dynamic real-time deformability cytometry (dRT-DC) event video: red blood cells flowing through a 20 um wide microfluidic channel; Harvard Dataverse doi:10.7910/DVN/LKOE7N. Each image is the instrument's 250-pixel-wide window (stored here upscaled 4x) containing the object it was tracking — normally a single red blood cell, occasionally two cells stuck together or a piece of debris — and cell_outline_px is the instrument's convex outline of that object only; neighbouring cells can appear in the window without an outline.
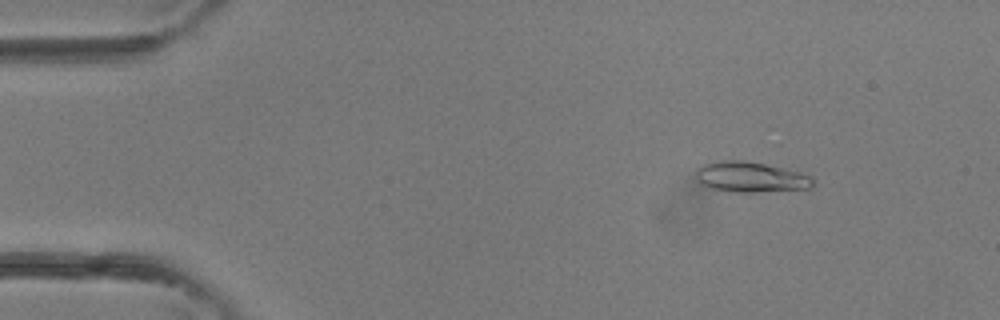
{"species": "common noctule bat (a hibernating species)", "species_latin": "Nyctalus noctula", "temperature_condition": "room temperature", "stored_images_in_passage": 17, "camera_frame_rate_fps": 3000, "um_per_image_px": 0.085, "animal": {"sex": "female"}, "frame": {"image": 1, "passage_image": 5, "time_ms": 1.333, "image_size_px": [1000, 320], "cell_outline_px": [[812, 188], [756, 192], [732, 192], [708, 188], [700, 184], [696, 180], [696, 168], [704, 164], [724, 160], [740, 160], [764, 164], [800, 172], [812, 176]], "centroid_in_image_um": [63.75, 15.06], "position_along_channel_um": 21.2, "area_um2": 20.75}}
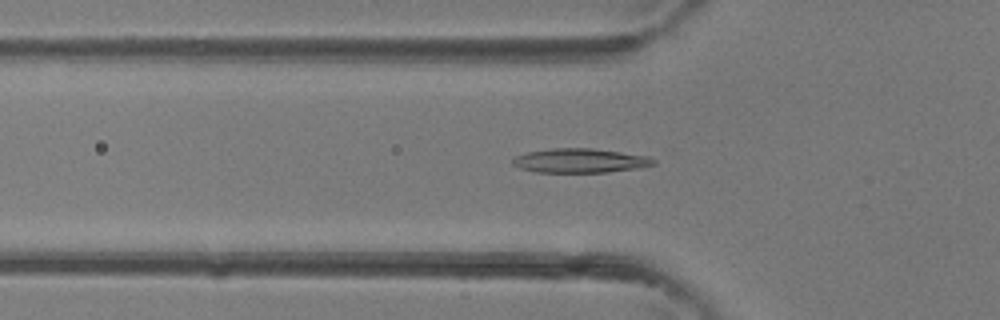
{"frame": {"image": 2, "passage_image": 13, "time_ms": 4.0, "image_size_px": [1000, 320], "cell_outline_px": [[656, 164], [640, 168], [608, 172], [536, 172], [520, 168], [512, 164], [512, 160], [516, 156], [528, 152], [548, 148], [592, 148], [648, 156], [656, 160]], "centroid_in_image_um": [49.32, 13.65], "position_along_channel_um": 76.5, "area_um2": 19.94}}
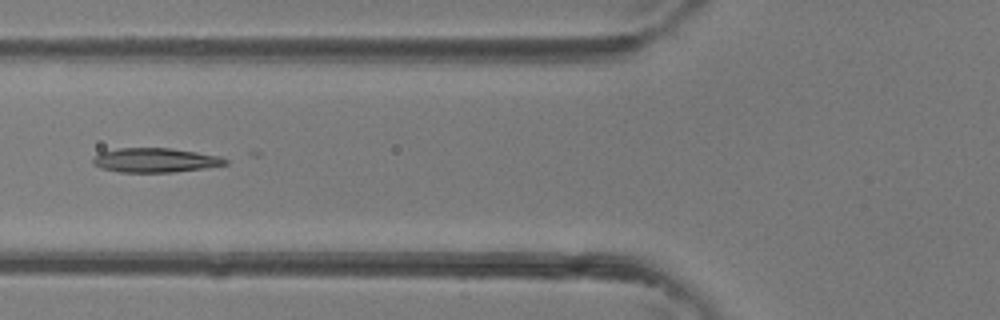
{"frame": {"image": 3, "passage_image": 15, "time_ms": 4.667, "image_size_px": [1000, 320], "cell_outline_px": [[228, 164], [204, 168], [172, 172], [120, 172], [100, 168], [92, 164], [92, 160], [100, 152], [116, 148], [168, 148], [196, 152], [220, 156], [228, 160]], "centroid_in_image_um": [13.17, 13.61], "position_along_channel_um": 112.6, "area_um2": 18.73}}